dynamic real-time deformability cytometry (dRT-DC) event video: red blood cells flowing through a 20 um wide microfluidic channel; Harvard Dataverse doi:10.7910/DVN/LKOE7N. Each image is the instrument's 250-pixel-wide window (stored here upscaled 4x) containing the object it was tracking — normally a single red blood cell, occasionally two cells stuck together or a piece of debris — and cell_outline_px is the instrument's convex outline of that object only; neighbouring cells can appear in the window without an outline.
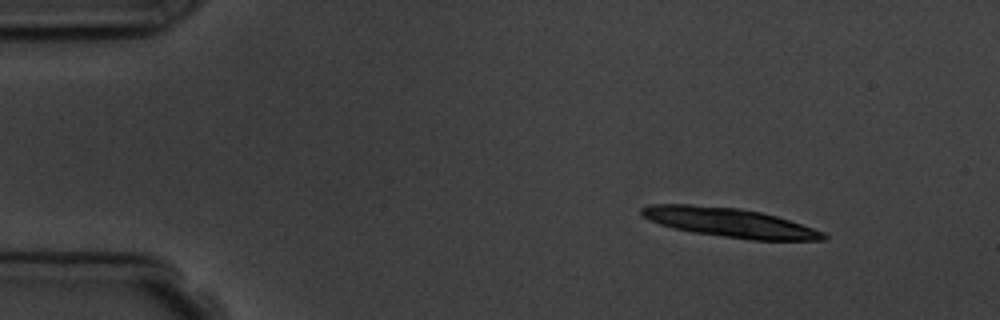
{"species": "common noctule bat (a hibernating species)", "species_latin": "Nyctalus noctula", "temperature_condition": "room temperature", "stored_images_in_passage": 5, "segment_of_instrument_passage": [1, 2], "camera_frame_rate_fps": 3000, "um_per_image_px": 0.085, "animal": {"sex": "male", "body_mass_g": 19.5, "forearm_length_mm": 54.6}, "frame": {"image": 1, "passage_image": 1, "time_ms": 0.0, "image_size_px": [1000, 320], "cell_outline_px": [[828, 236], [824, 240], [752, 240], [692, 232], [672, 228], [648, 220], [640, 212], [640, 208], [648, 204], [692, 204], [740, 208], [760, 212], [776, 216], [824, 232]], "centroid_in_image_um": [61.96, 18.91], "position_along_channel_um": 23.0, "area_um2": 30.87}}